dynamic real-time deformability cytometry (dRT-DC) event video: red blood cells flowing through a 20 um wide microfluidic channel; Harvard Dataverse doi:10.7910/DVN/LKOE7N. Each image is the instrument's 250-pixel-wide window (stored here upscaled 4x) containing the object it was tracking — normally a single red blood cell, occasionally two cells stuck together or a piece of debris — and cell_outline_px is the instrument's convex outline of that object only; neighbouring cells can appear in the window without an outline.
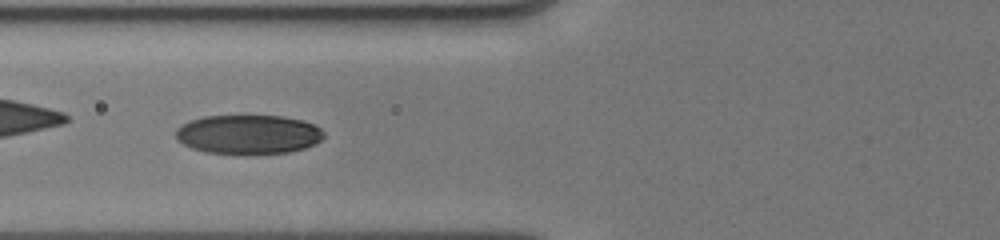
{"species": "human", "species_latin": "Homo sapiens", "temperature_condition": "cold", "stored_images_in_passage": 40, "camera_frame_rate_fps": 3000, "um_per_image_px": 0.085, "donor": {"sex": "male"}, "frame": {"image": 1, "passage_image": 16, "time_ms": 6.333, "image_size_px": [1000, 240], "cell_outline_px": [[324, 136], [316, 144], [304, 148], [288, 152], [204, 152], [192, 148], [176, 140], [176, 128], [180, 124], [204, 116], [284, 116], [304, 120], [316, 124], [324, 132]], "centroid_in_image_um": [21.12, 11.39], "position_along_channel_um": 104.7, "area_um2": 33.47}}
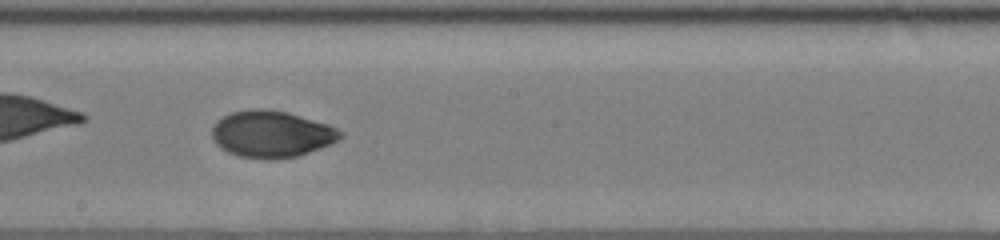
{"frame": {"image": 2, "passage_image": 25, "time_ms": 9.333, "image_size_px": [1000, 240], "cell_outline_px": [[344, 136], [320, 148], [296, 156], [272, 160], [264, 160], [236, 156], [220, 148], [212, 140], [212, 128], [216, 120], [232, 112], [248, 108], [268, 108], [288, 112], [328, 124], [344, 132]], "centroid_in_image_um": [23.04, 11.39], "position_along_channel_um": 225.2, "area_um2": 35.37}}
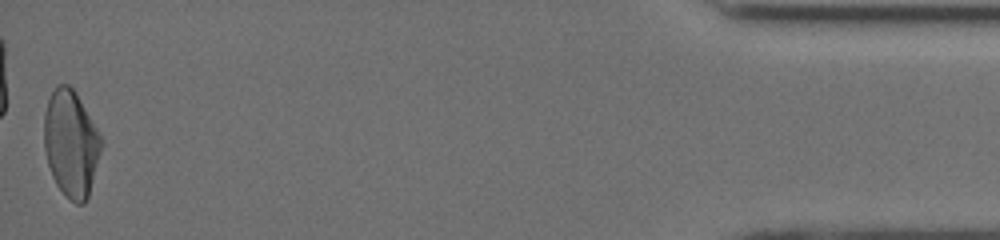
{"frame": {"image": 3, "passage_image": 40, "time_ms": 16.333, "image_size_px": [1000, 240], "cell_outline_px": [[104, 144], [88, 196], [84, 204], [76, 204], [56, 184], [52, 176], [48, 164], [44, 148], [44, 112], [48, 100], [56, 84], [68, 84], [76, 92], [96, 128]], "centroid_in_image_um": [6.03, 12.18], "position_along_channel_um": 429.2, "area_um2": 35.37}, "authors_computed_cell_mechanics": {"area_um2": 33.9575, "velocity_mm_per_s": 4.0141, "shape_relaxation_time_tau1_ms": 3.4965, "shape_relaxation_time_tau2_ms": 2.0475, "deformation_change_tau1": 0.1625, "deformation_change_tau2": 0.051}}